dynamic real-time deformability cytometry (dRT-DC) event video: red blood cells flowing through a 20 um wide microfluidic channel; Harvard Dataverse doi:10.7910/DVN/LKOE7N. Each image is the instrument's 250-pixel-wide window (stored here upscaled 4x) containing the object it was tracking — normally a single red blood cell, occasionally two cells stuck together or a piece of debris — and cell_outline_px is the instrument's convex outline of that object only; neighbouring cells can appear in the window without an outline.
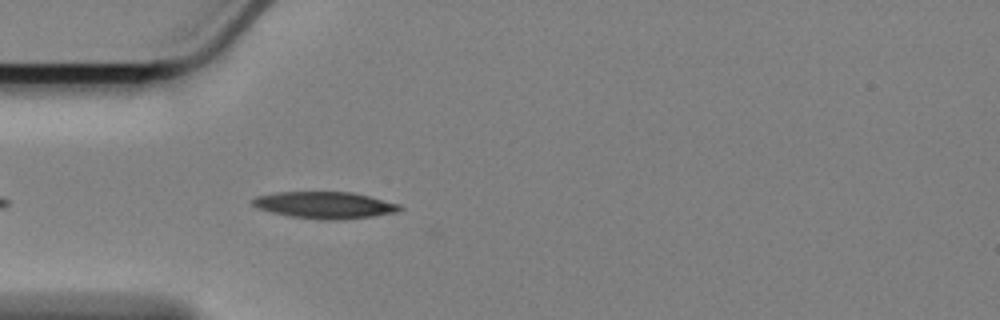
{"species": "Egyptian fruit bat (a non-hibernating species)", "species_latin": "Rousettus aegyptiacus", "temperature_condition": "cold", "stored_images_in_passage": 32, "camera_frame_rate_fps": 3000, "um_per_image_px": 0.085, "animal": {"sex": "female"}, "frame": {"image": 1, "passage_image": 5, "time_ms": 1.333, "image_size_px": [1000, 320], "cell_outline_px": [[404, 208], [396, 212], [372, 216], [336, 220], [320, 220], [288, 216], [272, 212], [260, 208], [252, 204], [252, 200], [256, 196], [276, 192], [352, 192], [400, 204]], "centroid_in_image_um": [27.61, 17.43], "position_along_channel_um": 57.4, "area_um2": 22.83}}